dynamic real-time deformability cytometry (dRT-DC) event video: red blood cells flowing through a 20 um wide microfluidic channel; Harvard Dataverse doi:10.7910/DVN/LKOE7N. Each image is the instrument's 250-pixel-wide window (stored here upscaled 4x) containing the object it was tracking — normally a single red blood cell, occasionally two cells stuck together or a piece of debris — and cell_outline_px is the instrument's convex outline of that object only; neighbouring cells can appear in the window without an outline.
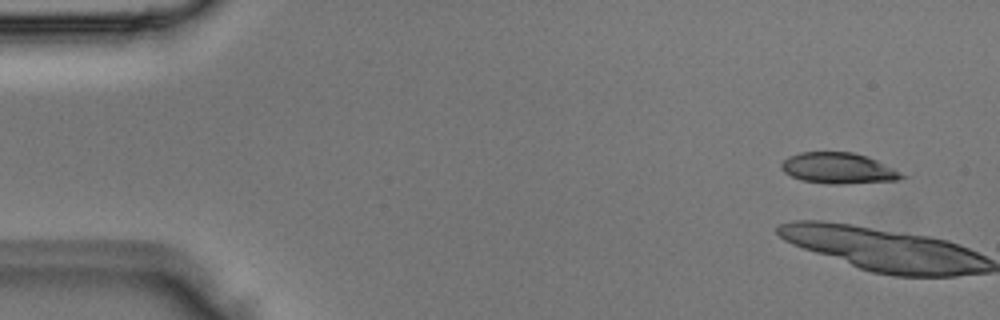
{"species": "Egyptian fruit bat (a non-hibernating species)", "species_latin": "Rousettus aegyptiacus", "temperature_condition": "room temperature", "stored_images_in_passage": 5, "camera_frame_rate_fps": 3000, "um_per_image_px": 0.085, "animal": {"sex": "male"}, "frame": {"image": 1, "passage_image": 1, "time_ms": 0.0, "image_size_px": [1000, 320], "cell_outline_px": [[908, 176], [900, 180], [840, 184], [832, 184], [800, 180], [784, 172], [780, 168], [780, 164], [788, 156], [800, 152], [852, 152], [876, 160]], "centroid_in_image_um": [71.23, 14.3], "position_along_channel_um": 13.8, "area_um2": 21.56}}